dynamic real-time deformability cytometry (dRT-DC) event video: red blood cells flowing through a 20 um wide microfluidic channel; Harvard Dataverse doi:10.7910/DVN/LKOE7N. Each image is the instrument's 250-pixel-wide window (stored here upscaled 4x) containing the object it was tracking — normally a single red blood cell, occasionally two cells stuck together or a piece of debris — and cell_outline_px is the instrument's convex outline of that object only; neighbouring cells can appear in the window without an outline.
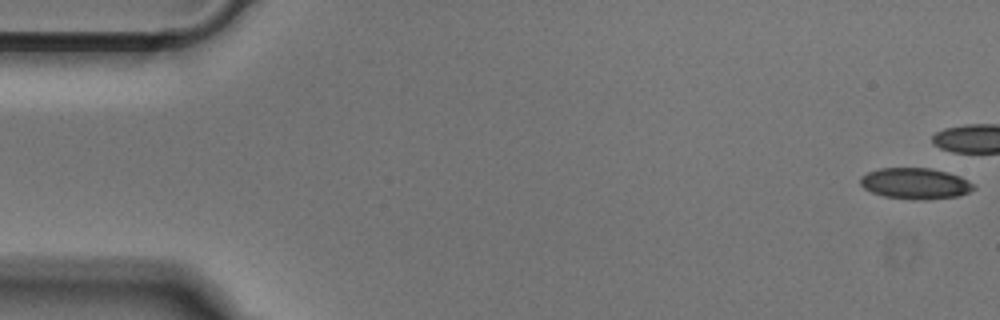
{"species": "Egyptian fruit bat (a non-hibernating species)", "species_latin": "Rousettus aegyptiacus", "temperature_condition": "cold", "stored_images_in_passage": 8, "camera_frame_rate_fps": 3000, "um_per_image_px": 0.085, "animal": {"sex": "male"}, "frame": {"image": 1, "passage_image": 1, "time_ms": 0.0, "image_size_px": [1000, 320], "cell_outline_px": [[976, 188], [968, 192], [956, 196], [884, 196], [872, 192], [864, 188], [860, 184], [860, 176], [868, 172], [880, 168], [928, 168], [948, 172], [960, 176], [968, 180]], "centroid_in_image_um": [77.76, 15.52], "position_along_channel_um": 7.2, "area_um2": 19.31}}